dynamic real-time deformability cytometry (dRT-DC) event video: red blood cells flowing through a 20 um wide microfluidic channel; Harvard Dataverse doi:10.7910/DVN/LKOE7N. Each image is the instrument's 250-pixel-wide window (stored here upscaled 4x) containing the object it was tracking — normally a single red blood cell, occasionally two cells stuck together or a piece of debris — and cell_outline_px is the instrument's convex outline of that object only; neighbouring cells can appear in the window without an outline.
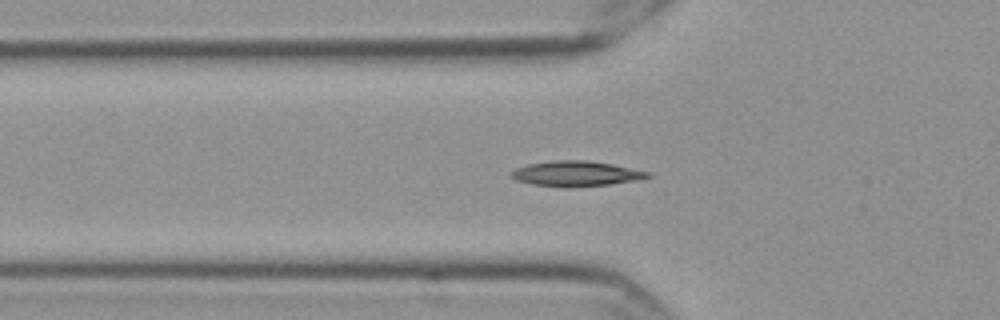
{"species": "Egyptian fruit bat (a non-hibernating species)", "species_latin": "Rousettus aegyptiacus", "temperature_condition": "cold", "stored_images_in_passage": 57, "camera_frame_rate_fps": 3000, "um_per_image_px": 0.085, "frame": {"image": 1, "passage_image": 19, "time_ms": 6.0, "image_size_px": [1000, 320], "cell_outline_px": [[652, 176], [640, 180], [608, 184], [568, 188], [532, 184], [516, 180], [512, 176], [512, 172], [516, 168], [528, 164], [552, 160], [588, 160], [612, 164], [652, 172]], "centroid_in_image_um": [49.02, 14.76], "position_along_channel_um": 76.8, "area_um2": 20.17}}
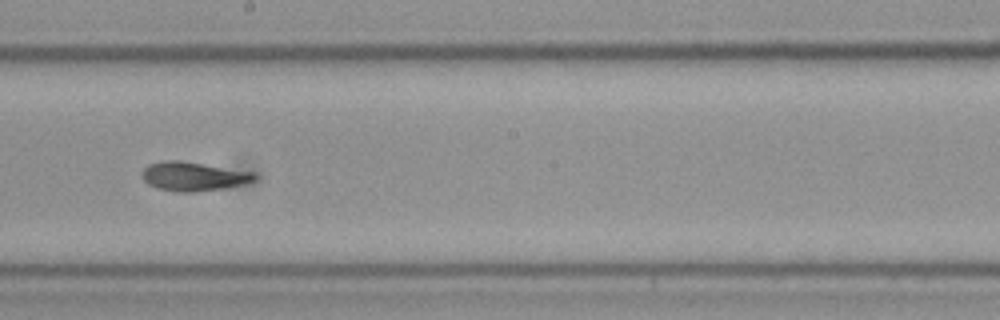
{"frame": {"image": 2, "passage_image": 32, "time_ms": 10.333, "image_size_px": [1000, 320], "cell_outline_px": [[256, 176], [252, 180], [244, 184], [224, 188], [196, 192], [176, 192], [156, 188], [148, 184], [140, 176], [144, 168], [148, 164], [164, 160], [176, 160], [252, 172]], "centroid_in_image_um": [16.36, 15.0], "position_along_channel_um": 231.8, "area_um2": 18.79}}
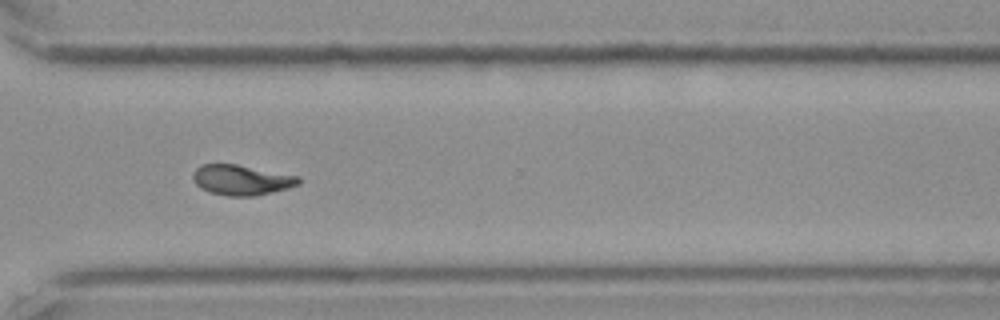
{"frame": {"image": 3, "passage_image": 42, "time_ms": 13.667, "image_size_px": [1000, 320], "cell_outline_px": [[300, 184], [288, 188], [256, 196], [228, 196], [208, 192], [200, 188], [196, 184], [192, 176], [196, 168], [200, 164], [236, 164], [300, 176]], "centroid_in_image_um": [20.52, 15.3], "position_along_channel_um": 350.1, "area_um2": 18.73}, "authors_computed_cell_mechanics": {"area_um2": 18.3226, "velocity_mm_per_s": 3.5505, "shape_relaxation_time_tau1_ms": 8.9269, "shape_relaxation_time_tau2_ms": 1.5669, "deformation_change_tau1": 0.1857, "deformation_change_tau2": 0.0644}}